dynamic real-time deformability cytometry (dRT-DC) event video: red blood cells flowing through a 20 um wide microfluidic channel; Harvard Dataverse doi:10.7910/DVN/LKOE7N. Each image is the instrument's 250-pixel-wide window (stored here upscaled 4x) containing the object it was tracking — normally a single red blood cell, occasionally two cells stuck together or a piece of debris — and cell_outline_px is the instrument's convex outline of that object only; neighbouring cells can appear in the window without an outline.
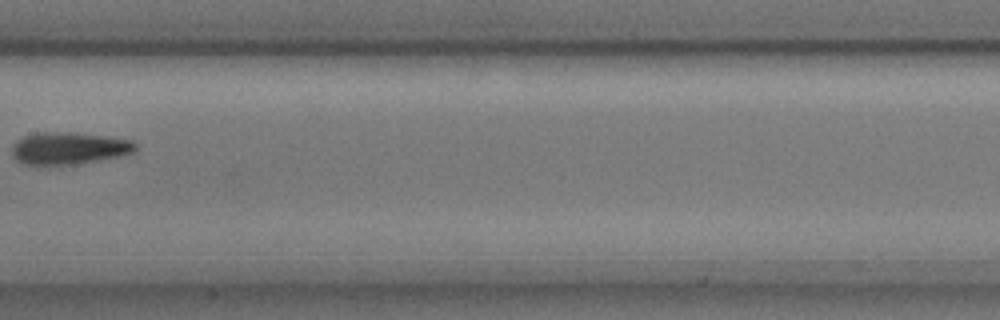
{"species": "common noctule bat (a hibernating species)", "species_latin": "Nyctalus noctula", "temperature_condition": "cold", "stored_images_in_passage": 10, "camera_frame_rate_fps": 3000, "um_per_image_px": 0.085, "animal": {"sex": "male", "body_mass_g": 17.9, "forearm_length_mm": 54.2}, "frame": {"image": 1, "passage_image": 9, "time_ms": 2.667, "image_size_px": [1000, 320], "cell_outline_px": [[136, 152], [120, 156], [76, 164], [24, 164], [16, 160], [12, 156], [12, 148], [16, 140], [24, 136], [40, 132], [68, 132], [108, 136], [132, 140], [136, 144]], "centroid_in_image_um": [5.87, 12.59], "position_along_channel_um": 201.5, "area_um2": 23.12}}
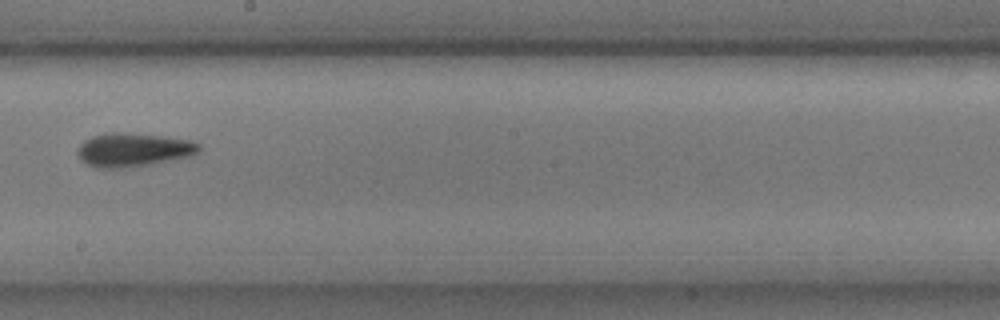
{"frame": {"image": 2, "passage_image": 10, "time_ms": 3.0, "image_size_px": [1000, 320], "cell_outline_px": [[200, 152], [192, 156], [152, 164], [124, 168], [96, 168], [80, 160], [76, 152], [80, 144], [84, 140], [92, 136], [104, 132], [112, 132], [160, 136], [192, 140], [200, 144]], "centroid_in_image_um": [11.33, 12.74], "position_along_channel_um": 236.9, "area_um2": 23.99}}